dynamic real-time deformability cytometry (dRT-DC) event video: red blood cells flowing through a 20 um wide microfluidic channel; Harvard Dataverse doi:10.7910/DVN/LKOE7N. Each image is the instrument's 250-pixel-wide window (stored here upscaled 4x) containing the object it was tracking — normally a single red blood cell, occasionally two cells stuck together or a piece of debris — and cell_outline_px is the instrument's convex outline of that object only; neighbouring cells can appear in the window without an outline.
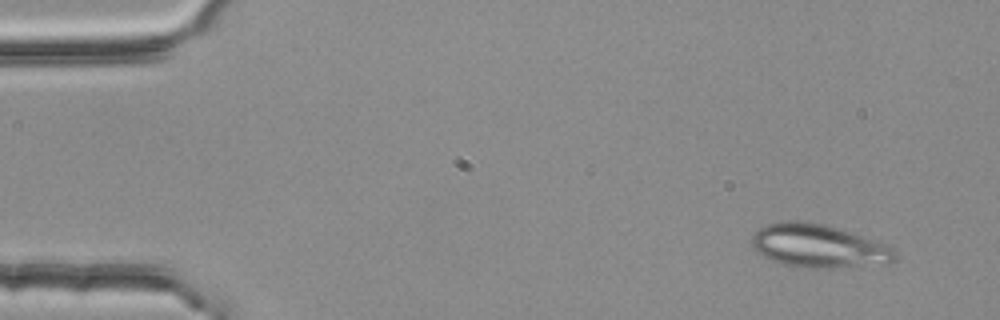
{"species": "common noctule bat (a hibernating species)", "species_latin": "Nyctalus noctula", "temperature_condition": "room temperature", "stored_images_in_passage": 5, "camera_frame_rate_fps": 3000, "um_per_image_px": 0.085, "animal": {"sex": "female", "body_mass_g": 25.1}, "frame": {"image": 1, "passage_image": 1, "time_ms": 0.0, "image_size_px": [1000, 320], "cell_outline_px": [[896, 252], [892, 260], [884, 264], [832, 268], [812, 268], [784, 264], [772, 260], [756, 252], [752, 244], [752, 236], [760, 228], [768, 224], [780, 220], [804, 220], [824, 224], [872, 240], [892, 248]], "centroid_in_image_um": [69.51, 20.9], "position_along_channel_um": 15.5, "area_um2": 35.6}}